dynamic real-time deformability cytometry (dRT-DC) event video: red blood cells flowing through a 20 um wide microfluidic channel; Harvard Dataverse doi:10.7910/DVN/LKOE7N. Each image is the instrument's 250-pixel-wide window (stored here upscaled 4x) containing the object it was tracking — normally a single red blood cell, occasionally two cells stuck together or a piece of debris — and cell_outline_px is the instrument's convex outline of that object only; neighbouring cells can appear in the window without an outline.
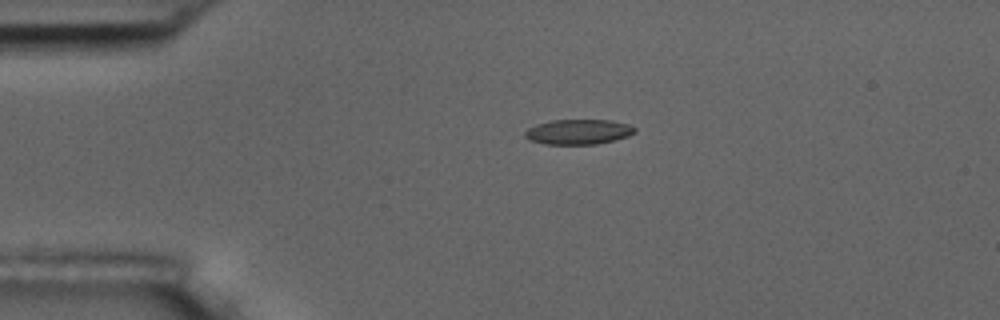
{"species": "common noctule bat (a hibernating species)", "species_latin": "Nyctalus noctula", "temperature_condition": "room temperature", "stored_images_in_passage": 3, "camera_frame_rate_fps": 3000, "um_per_image_px": 0.085, "animal": {"sex": "male", "body_mass_g": 17.5, "forearm_length_mm": 52.3}, "frame": {"image": 1, "passage_image": 2, "time_ms": 2.0, "image_size_px": [1000, 320], "cell_outline_px": [[636, 132], [628, 136], [596, 144], [544, 144], [532, 140], [524, 136], [524, 132], [528, 128], [536, 124], [552, 120], [608, 120], [628, 124], [636, 128]], "centroid_in_image_um": [49.15, 11.2], "position_along_channel_um": 35.8, "area_um2": 15.9}}